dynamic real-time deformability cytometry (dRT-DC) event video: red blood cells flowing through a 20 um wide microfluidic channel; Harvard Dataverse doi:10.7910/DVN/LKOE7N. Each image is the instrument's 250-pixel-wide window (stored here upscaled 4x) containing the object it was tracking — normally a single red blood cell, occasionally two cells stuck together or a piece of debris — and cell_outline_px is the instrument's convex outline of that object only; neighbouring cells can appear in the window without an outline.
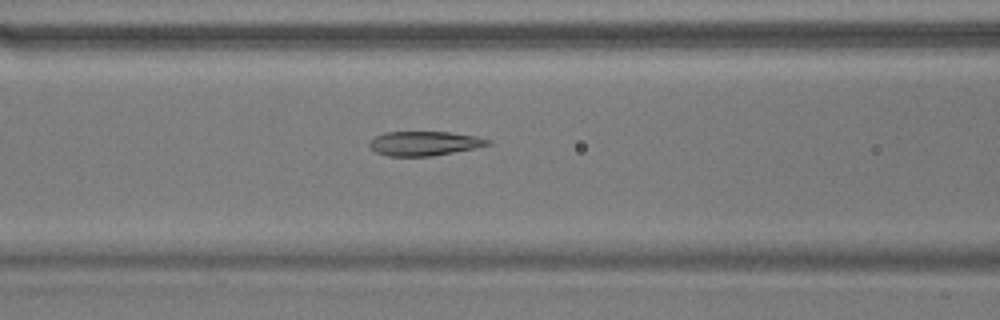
{"species": "common noctule bat (a hibernating species)", "species_latin": "Nyctalus noctula", "temperature_condition": "warm", "stored_images_in_passage": 20, "camera_frame_rate_fps": 3000, "um_per_image_px": 0.085, "animal": {"sex": "male", "body_mass_g": 17.9}, "frame": {"image": 1, "passage_image": 19, "time_ms": 6.0, "image_size_px": [1000, 320], "cell_outline_px": [[492, 144], [476, 148], [432, 156], [388, 156], [376, 152], [368, 144], [368, 140], [384, 132], [448, 132], [476, 136], [492, 140]], "centroid_in_image_um": [36.08, 12.19], "position_along_channel_um": 130.5, "area_um2": 16.88}}